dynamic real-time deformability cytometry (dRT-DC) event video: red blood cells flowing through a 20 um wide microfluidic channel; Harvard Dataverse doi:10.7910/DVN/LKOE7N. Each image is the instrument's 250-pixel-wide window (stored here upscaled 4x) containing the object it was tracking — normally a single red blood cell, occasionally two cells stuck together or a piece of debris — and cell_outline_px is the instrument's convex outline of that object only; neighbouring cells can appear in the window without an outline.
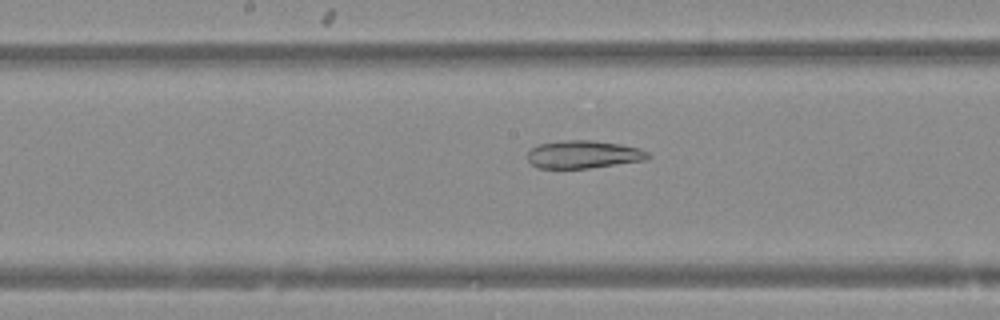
{"species": "Egyptian fruit bat (a non-hibernating species)", "species_latin": "Rousettus aegyptiacus", "temperature_condition": "warm", "stored_images_in_passage": 43, "camera_frame_rate_fps": 3000, "um_per_image_px": 0.085, "animal": {"sex": "female"}, "frame": {"image": 1, "passage_image": 19, "time_ms": 6.0, "image_size_px": [1000, 320], "cell_outline_px": [[652, 156], [648, 160], [588, 168], [536, 168], [528, 160], [528, 152], [532, 148], [540, 144], [564, 140], [592, 140], [620, 144], [640, 148], [648, 152]], "centroid_in_image_um": [49.64, 13.13], "position_along_channel_um": 198.6, "area_um2": 19.59}}
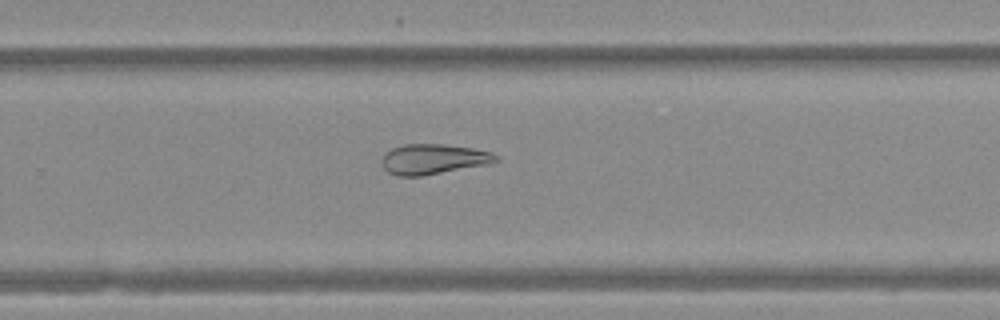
{"frame": {"image": 2, "passage_image": 26, "time_ms": 8.333, "image_size_px": [1000, 320], "cell_outline_px": [[500, 160], [492, 164], [420, 176], [396, 176], [388, 172], [384, 168], [384, 152], [392, 148], [404, 144], [444, 144], [472, 148], [492, 152]], "centroid_in_image_um": [36.88, 13.53], "position_along_channel_um": 292.9, "area_um2": 20.11}}
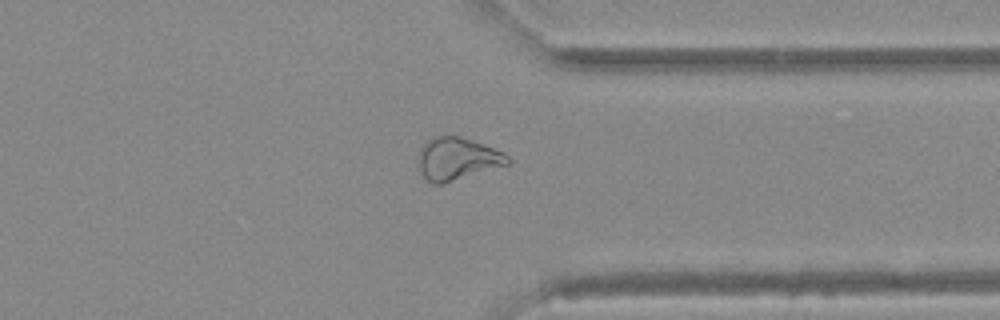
{"frame": {"image": 3, "passage_image": 32, "time_ms": 10.333, "image_size_px": [1000, 320], "cell_outline_px": [[512, 160], [508, 164], [444, 184], [432, 184], [420, 172], [416, 164], [420, 148], [432, 136], [460, 136], [472, 140], [492, 148], [508, 156]], "centroid_in_image_um": [38.81, 13.51], "position_along_channel_um": 372.6, "area_um2": 22.14}}